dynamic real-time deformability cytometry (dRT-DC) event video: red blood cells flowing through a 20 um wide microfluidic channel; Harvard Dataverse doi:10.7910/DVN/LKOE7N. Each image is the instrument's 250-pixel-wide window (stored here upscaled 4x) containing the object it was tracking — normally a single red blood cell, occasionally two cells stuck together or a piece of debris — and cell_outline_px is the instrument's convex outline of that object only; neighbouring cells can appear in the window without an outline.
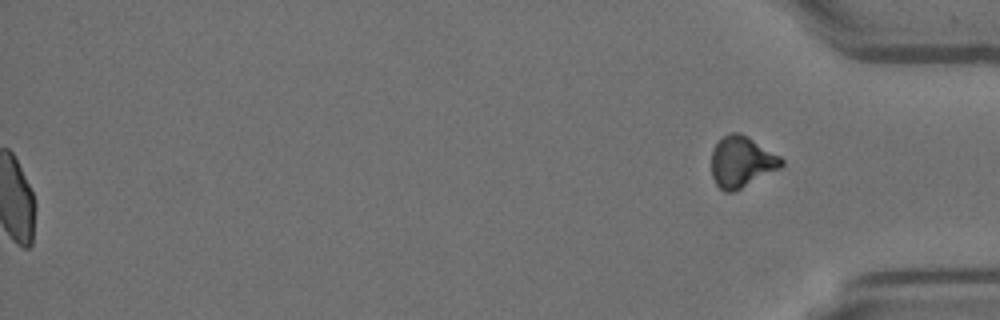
{"species": "Egyptian fruit bat (a non-hibernating species)", "species_latin": "Rousettus aegyptiacus", "temperature_condition": "room temperature", "stored_images_in_passage": 54, "segment_of_instrument_passage": [2, 2], "camera_frame_rate_fps": 3000, "um_per_image_px": 0.085, "animal": {"sex": "female"}, "frame": {"image": 1, "passage_image": 54, "time_ms": 17.667, "image_size_px": [1000, 320], "cell_outline_px": [[784, 164], [780, 168], [732, 192], [724, 192], [716, 184], [712, 176], [712, 152], [716, 144], [724, 136], [732, 132], [740, 132], [748, 136], [780, 156], [784, 160]], "centroid_in_image_um": [63.04, 13.74], "position_along_channel_um": 372.2, "area_um2": 20.58}}